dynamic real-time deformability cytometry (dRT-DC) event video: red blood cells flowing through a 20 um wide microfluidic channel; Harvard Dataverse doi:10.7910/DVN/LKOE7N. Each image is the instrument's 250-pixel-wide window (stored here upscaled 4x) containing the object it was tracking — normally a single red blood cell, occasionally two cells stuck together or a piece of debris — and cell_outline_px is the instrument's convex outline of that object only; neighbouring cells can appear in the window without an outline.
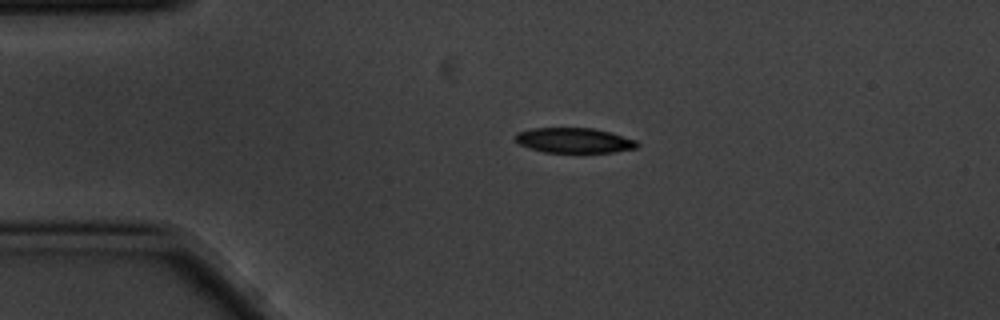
{"species": "common noctule bat (a hibernating species)", "species_latin": "Nyctalus noctula", "temperature_condition": "cold", "stored_images_in_passage": 2, "camera_frame_rate_fps": 3000, "um_per_image_px": 0.085, "animal": {"sex": "male", "body_mass_g": 20.1, "forearm_length_mm": 53.5}, "frame": {"image": 1, "passage_image": 1, "time_ms": 0.0, "image_size_px": [1000, 320], "cell_outline_px": [[640, 144], [636, 148], [616, 152], [544, 152], [528, 148], [520, 144], [516, 140], [516, 132], [532, 128], [592, 128], [612, 132], [636, 140]], "centroid_in_image_um": [48.82, 11.93], "position_along_channel_um": 36.2, "area_um2": 17.86}}